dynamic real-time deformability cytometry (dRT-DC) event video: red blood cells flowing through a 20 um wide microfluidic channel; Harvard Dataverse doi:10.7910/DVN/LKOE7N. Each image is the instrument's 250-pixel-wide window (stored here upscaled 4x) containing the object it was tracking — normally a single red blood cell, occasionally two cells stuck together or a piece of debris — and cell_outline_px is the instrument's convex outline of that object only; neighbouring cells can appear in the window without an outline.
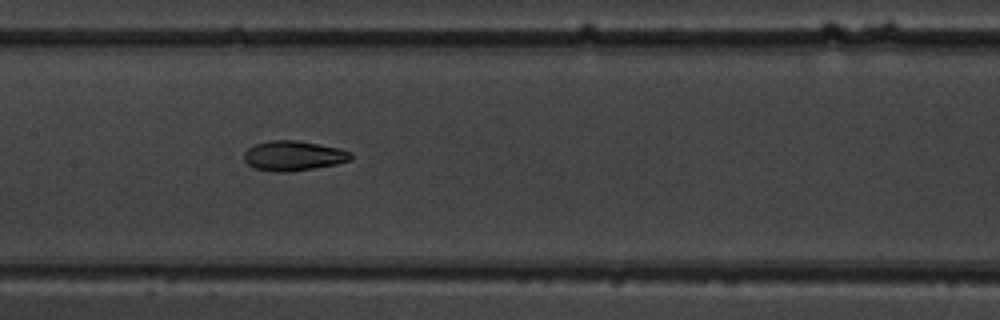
{"species": "common noctule bat (a hibernating species)", "species_latin": "Nyctalus noctula", "temperature_condition": "warm", "stored_images_in_passage": 11, "camera_frame_rate_fps": 3000, "um_per_image_px": 0.085, "animal": {"sex": "male", "body_mass_g": 19.5, "forearm_length_mm": 54.6}, "frame": {"image": 1, "passage_image": 8, "time_ms": 8.0, "image_size_px": [1000, 320], "cell_outline_px": [[352, 160], [336, 164], [288, 172], [276, 172], [252, 168], [244, 160], [244, 152], [252, 144], [268, 140], [296, 140], [340, 148], [352, 152]], "centroid_in_image_um": [24.92, 13.23], "position_along_channel_um": 182.5, "area_um2": 18.79}}
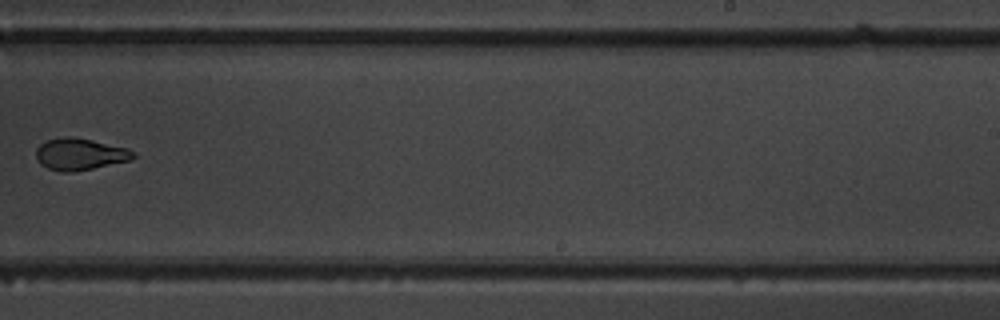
{"frame": {"image": 2, "passage_image": 10, "time_ms": 10.667, "image_size_px": [1000, 320], "cell_outline_px": [[136, 156], [132, 160], [72, 172], [60, 172], [48, 168], [40, 164], [36, 156], [36, 148], [40, 144], [48, 140], [64, 136], [72, 136], [92, 140], [128, 148], [136, 152]], "centroid_in_image_um": [6.81, 13.1], "position_along_channel_um": 282.2, "area_um2": 18.09}}